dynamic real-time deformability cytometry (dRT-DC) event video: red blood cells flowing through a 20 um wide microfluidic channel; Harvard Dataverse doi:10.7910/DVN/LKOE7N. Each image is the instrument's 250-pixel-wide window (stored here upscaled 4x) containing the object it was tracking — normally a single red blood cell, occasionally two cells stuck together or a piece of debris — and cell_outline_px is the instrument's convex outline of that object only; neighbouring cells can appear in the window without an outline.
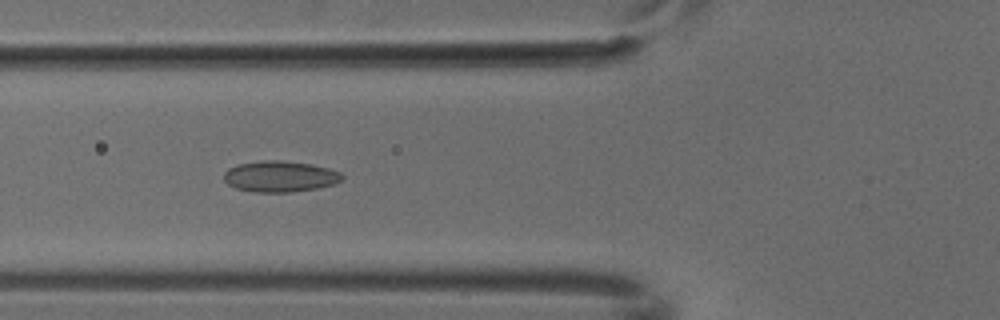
{"species": "common noctule bat (a hibernating species)", "species_latin": "Nyctalus noctula", "temperature_condition": "cold", "stored_images_in_passage": 6, "camera_frame_rate_fps": 3000, "um_per_image_px": 0.085, "animal": {"sex": "male", "body_mass_g": 18.8}, "frame": {"image": 1, "passage_image": 5, "time_ms": 1.333, "image_size_px": [1000, 320], "cell_outline_px": [[344, 176], [340, 180], [332, 184], [316, 188], [292, 192], [252, 192], [236, 188], [228, 184], [224, 180], [224, 172], [228, 168], [240, 164], [264, 160], [280, 160], [312, 164], [328, 168], [340, 172]], "centroid_in_image_um": [23.78, 15.0], "position_along_channel_um": 102.0, "area_um2": 21.27}}
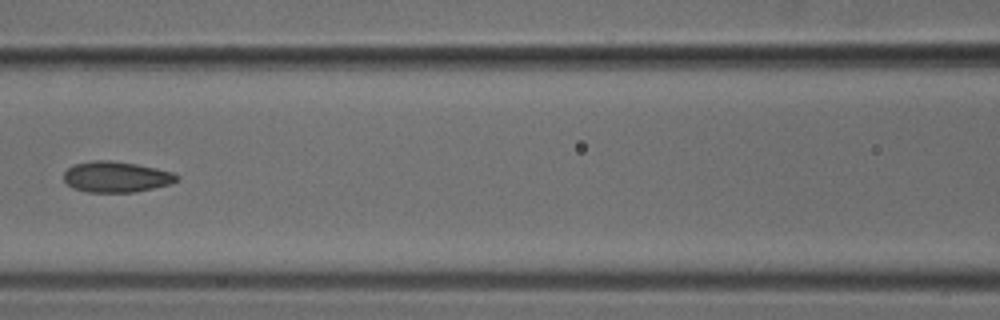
{"frame": {"image": 2, "passage_image": 6, "time_ms": 1.667, "image_size_px": [1000, 320], "cell_outline_px": [[180, 180], [172, 184], [132, 192], [88, 192], [72, 188], [64, 180], [64, 172], [68, 168], [76, 164], [92, 160], [112, 160], [136, 164], [156, 168], [172, 172], [180, 176]], "centroid_in_image_um": [9.9, 15.03], "position_along_channel_um": 156.7, "area_um2": 20.35}}